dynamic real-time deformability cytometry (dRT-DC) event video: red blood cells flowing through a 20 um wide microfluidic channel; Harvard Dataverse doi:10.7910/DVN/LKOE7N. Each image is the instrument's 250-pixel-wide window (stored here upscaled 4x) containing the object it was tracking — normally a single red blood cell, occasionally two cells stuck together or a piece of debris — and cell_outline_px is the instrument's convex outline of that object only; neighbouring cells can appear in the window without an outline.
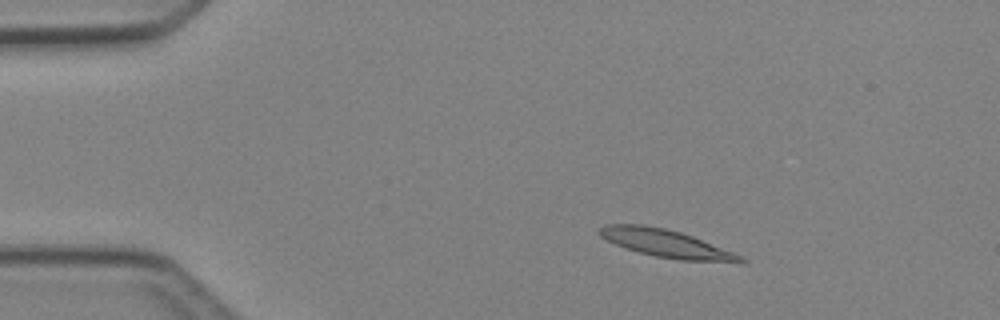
{"species": "Egyptian fruit bat (a non-hibernating species)", "species_latin": "Rousettus aegyptiacus", "temperature_condition": "cold", "stored_images_in_passage": 4, "camera_frame_rate_fps": 3000, "um_per_image_px": 0.085, "animal": {"sex": "female"}, "frame": {"image": 1, "passage_image": 1, "time_ms": 0.0, "image_size_px": [1000, 320], "cell_outline_px": [[748, 260], [744, 264], [680, 260], [656, 256], [624, 248], [600, 236], [596, 232], [596, 228], [604, 224], [644, 224], [664, 228], [680, 232], [692, 236], [744, 256]], "centroid_in_image_um": [56.68, 20.71], "position_along_channel_um": 28.3, "area_um2": 23.24}}
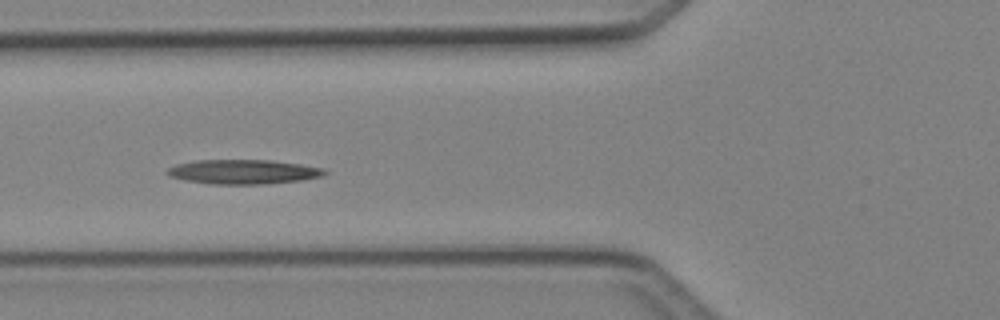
{"frame": {"image": 2, "passage_image": 3, "time_ms": 3.333, "image_size_px": [1000, 320], "cell_outline_px": [[328, 172], [324, 176], [304, 180], [268, 184], [212, 184], [184, 180], [168, 176], [164, 172], [168, 168], [176, 164], [196, 160], [268, 160], [300, 164], [324, 168]], "centroid_in_image_um": [20.69, 14.61], "position_along_channel_um": 105.1, "area_um2": 22.66}}
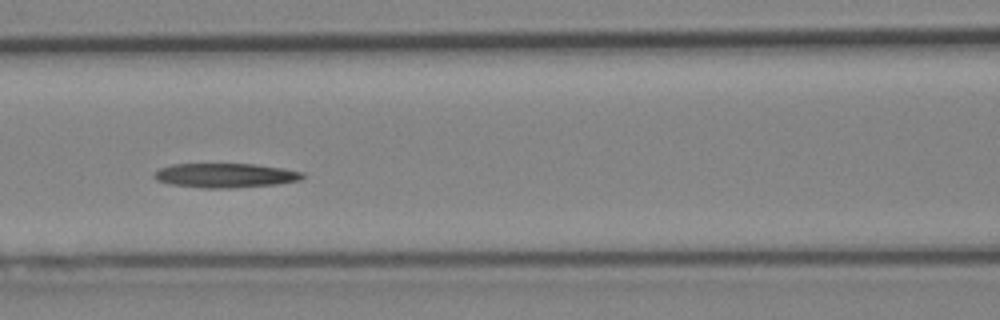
{"frame": {"image": 3, "passage_image": 4, "time_ms": 4.333, "image_size_px": [1000, 320], "cell_outline_px": [[304, 176], [300, 180], [276, 184], [228, 188], [200, 188], [168, 184], [156, 180], [152, 176], [160, 168], [172, 164], [252, 164], [280, 168], [304, 172]], "centroid_in_image_um": [19.1, 14.91], "position_along_channel_um": 147.5, "area_um2": 20.98}}